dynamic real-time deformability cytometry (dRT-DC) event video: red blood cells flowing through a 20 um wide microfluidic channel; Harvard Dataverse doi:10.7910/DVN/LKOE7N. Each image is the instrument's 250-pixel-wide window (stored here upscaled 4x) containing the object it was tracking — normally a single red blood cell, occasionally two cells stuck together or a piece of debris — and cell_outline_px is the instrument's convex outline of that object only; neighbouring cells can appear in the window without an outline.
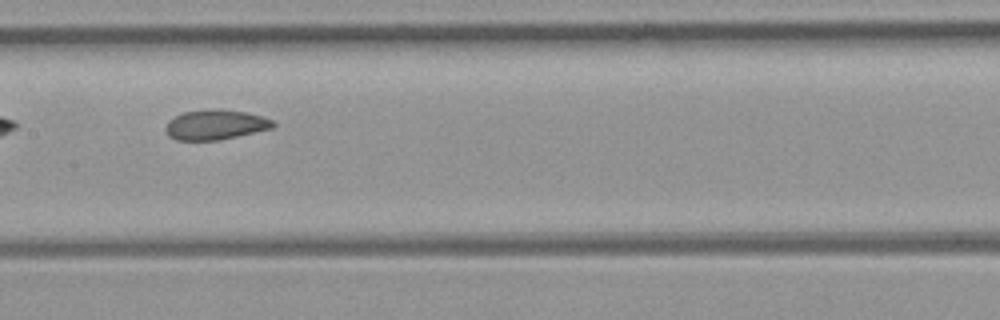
{"species": "common noctule bat (a hibernating species)", "species_latin": "Nyctalus noctula", "temperature_condition": "room temperature", "stored_images_in_passage": 33, "camera_frame_rate_fps": 3000, "um_per_image_px": 0.085, "animal": {"sex": "female", "body_mass_g": 21.9}, "frame": {"image": 1, "passage_image": 10, "time_ms": 3.0, "image_size_px": [1000, 320], "cell_outline_px": [[276, 124], [272, 128], [236, 136], [216, 140], [176, 140], [168, 136], [164, 128], [168, 120], [184, 112], [248, 112], [264, 116], [272, 120]], "centroid_in_image_um": [18.3, 10.65], "position_along_channel_um": 189.1, "area_um2": 17.86}}
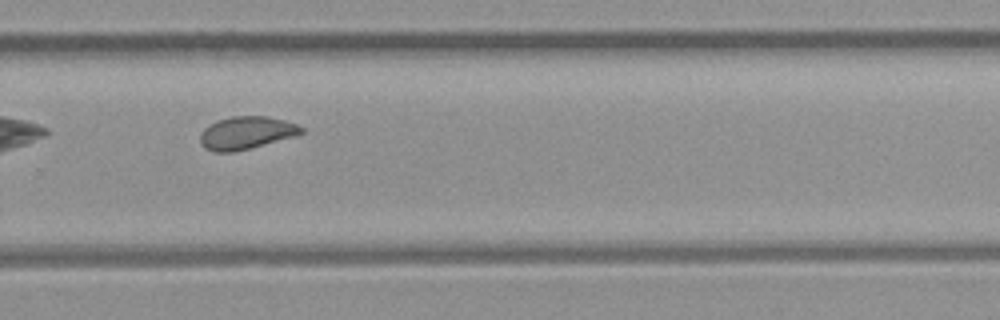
{"frame": {"image": 2, "passage_image": 19, "time_ms": 6.0, "image_size_px": [1000, 320], "cell_outline_px": [[304, 132], [292, 136], [248, 148], [232, 152], [216, 152], [204, 148], [200, 140], [200, 132], [208, 124], [216, 120], [232, 116], [268, 116], [284, 120], [296, 124], [304, 128]], "centroid_in_image_um": [20.88, 11.27], "position_along_channel_um": 308.9, "area_um2": 19.07}}